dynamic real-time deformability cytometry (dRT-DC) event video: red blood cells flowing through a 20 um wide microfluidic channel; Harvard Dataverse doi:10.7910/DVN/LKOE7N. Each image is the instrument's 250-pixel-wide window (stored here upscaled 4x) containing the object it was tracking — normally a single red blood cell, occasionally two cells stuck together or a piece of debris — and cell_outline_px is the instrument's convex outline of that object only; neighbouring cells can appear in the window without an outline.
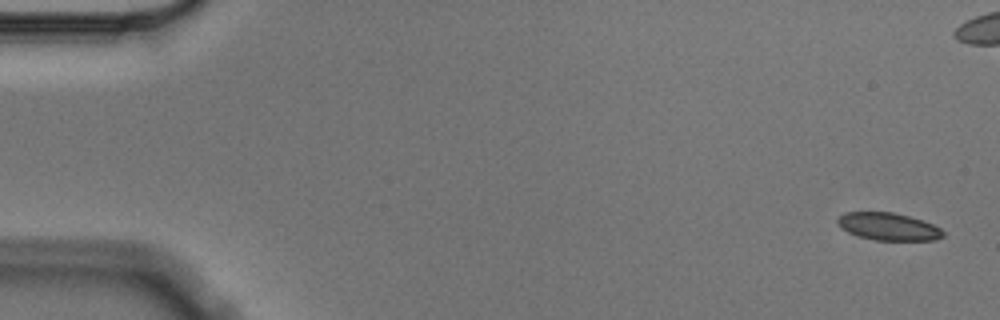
{"species": "Egyptian fruit bat (a non-hibernating species)", "species_latin": "Rousettus aegyptiacus", "temperature_condition": "cold", "stored_images_in_passage": 6, "camera_frame_rate_fps": 3000, "um_per_image_px": 0.085, "animal": {"sex": "male"}, "frame": {"image": 1, "passage_image": 1, "time_ms": 0.0, "image_size_px": [1000, 320], "cell_outline_px": [[944, 236], [936, 240], [876, 240], [860, 236], [848, 232], [840, 228], [836, 224], [836, 216], [844, 212], [892, 212], [908, 216], [932, 224], [940, 228], [944, 232]], "centroid_in_image_um": [75.45, 19.25], "position_along_channel_um": 9.5, "area_um2": 16.94}}